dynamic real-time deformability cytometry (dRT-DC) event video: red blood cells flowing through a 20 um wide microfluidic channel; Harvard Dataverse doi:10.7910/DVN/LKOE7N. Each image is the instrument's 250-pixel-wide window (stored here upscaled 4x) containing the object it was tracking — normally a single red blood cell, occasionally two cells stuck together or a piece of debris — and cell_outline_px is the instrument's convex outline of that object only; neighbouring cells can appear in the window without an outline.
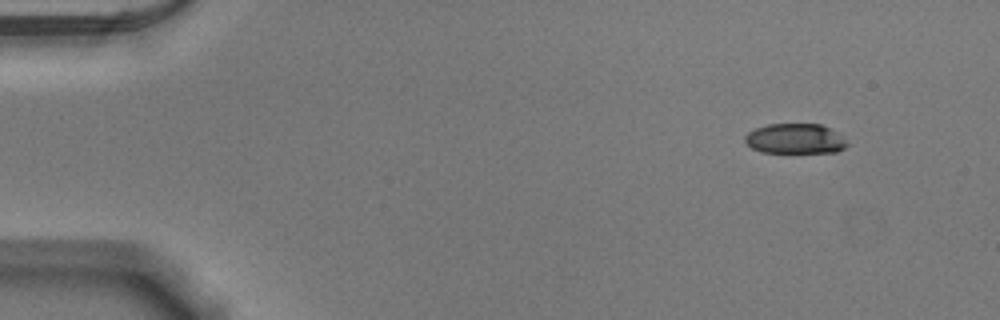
{"species": "Egyptian fruit bat (a non-hibernating species)", "species_latin": "Rousettus aegyptiacus", "temperature_condition": "warm", "stored_images_in_passage": 48, "camera_frame_rate_fps": 3000, "um_per_image_px": 0.085, "animal": {"sex": "male"}, "frame": {"image": 1, "passage_image": 1, "time_ms": 0.0, "image_size_px": [1000, 320], "cell_outline_px": [[848, 144], [844, 148], [836, 152], [760, 152], [752, 148], [744, 140], [744, 136], [748, 132], [756, 128], [768, 124], [820, 124], [828, 128], [844, 140]], "centroid_in_image_um": [67.52, 11.79], "position_along_channel_um": 17.5, "area_um2": 17.57}}
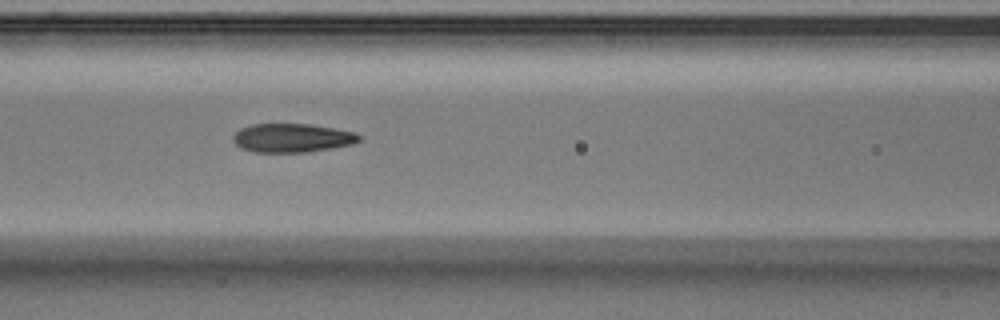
{"frame": {"image": 2, "passage_image": 19, "time_ms": 6.0, "image_size_px": [1000, 320], "cell_outline_px": [[360, 140], [352, 144], [332, 148], [304, 152], [256, 152], [240, 148], [232, 140], [232, 136], [240, 128], [252, 124], [308, 124], [356, 132], [360, 136]], "centroid_in_image_um": [24.8, 11.72], "position_along_channel_um": 141.8, "area_um2": 21.04}}
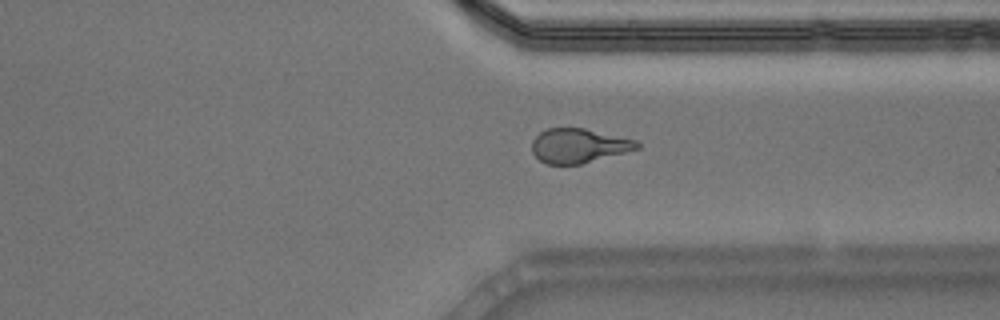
{"frame": {"image": 3, "passage_image": 36, "time_ms": 11.667, "image_size_px": [1000, 320], "cell_outline_px": [[640, 148], [580, 164], [548, 164], [540, 160], [532, 152], [532, 140], [540, 132], [548, 128], [584, 128], [636, 140], [640, 144]], "centroid_in_image_um": [49.17, 12.38], "position_along_channel_um": 362.2, "area_um2": 20.81}, "authors_computed_cell_mechanics": {"area_um2": 21.2415, "velocity_mm_per_s": 3.8931, "shape_relaxation_time_tau1_ms": 7.1763, "shape_relaxation_time_tau2_ms": 1.6114, "deformation_change_tau1": 0.2199, "deformation_change_tau2": 0.1013}}